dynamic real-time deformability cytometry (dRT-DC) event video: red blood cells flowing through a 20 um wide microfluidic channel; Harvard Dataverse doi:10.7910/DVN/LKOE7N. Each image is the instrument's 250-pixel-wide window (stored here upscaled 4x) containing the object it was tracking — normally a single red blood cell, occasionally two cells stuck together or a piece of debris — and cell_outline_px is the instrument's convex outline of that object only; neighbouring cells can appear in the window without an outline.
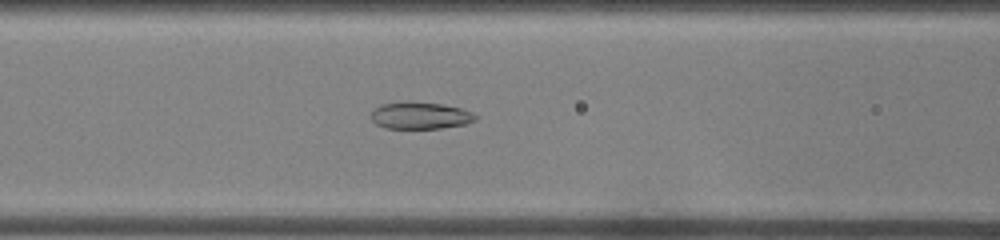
{"species": "common noctule bat (a hibernating species)", "species_latin": "Nyctalus noctula", "temperature_condition": "room temperature", "stored_images_in_passage": 51, "segment_of_instrument_passage": [1, 2], "camera_frame_rate_fps": 3000, "um_per_image_px": 0.085, "animal": {"sex": "female", "body_mass_g": 22.0, "forearm_length_mm": 56.7}, "frame": {"image": 1, "passage_image": 22, "time_ms": 7.0, "image_size_px": [1000, 240], "cell_outline_px": [[476, 120], [464, 124], [440, 128], [384, 128], [376, 124], [372, 120], [372, 112], [380, 104], [404, 100], [444, 104], [460, 108], [472, 112], [476, 116]], "centroid_in_image_um": [35.69, 9.8], "position_along_channel_um": 130.9, "area_um2": 16.53}}
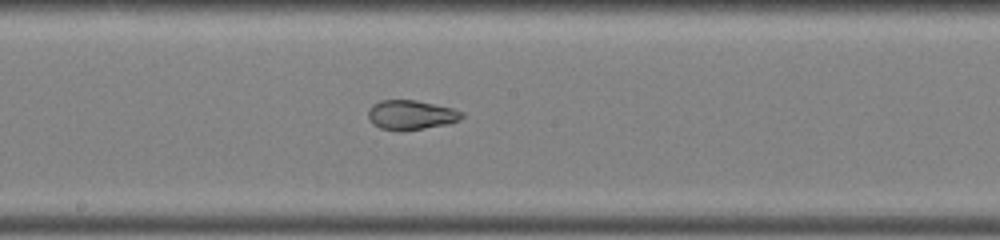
{"frame": {"image": 2, "passage_image": 28, "time_ms": 9.0, "image_size_px": [1000, 240], "cell_outline_px": [[464, 116], [460, 120], [448, 124], [400, 132], [380, 128], [372, 124], [368, 120], [368, 108], [372, 104], [380, 100], [416, 100], [452, 108], [464, 112]], "centroid_in_image_um": [34.91, 9.78], "position_along_channel_um": 213.3, "area_um2": 16.42}}
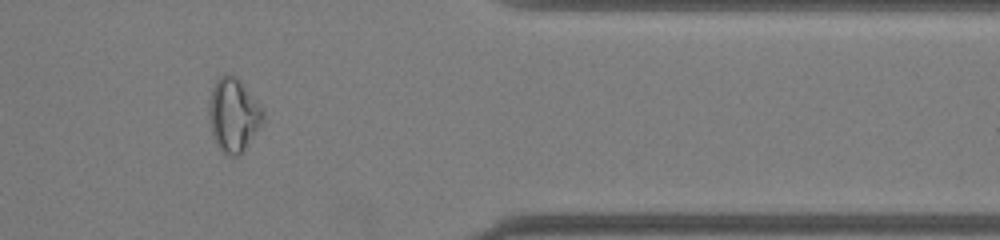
{"frame": {"image": 3, "passage_image": 42, "time_ms": 13.667, "image_size_px": [1000, 240], "cell_outline_px": [[264, 120], [244, 152], [236, 156], [228, 156], [216, 144], [212, 132], [208, 116], [208, 104], [212, 88], [216, 80], [224, 72], [232, 72], [236, 76], [264, 112]], "centroid_in_image_um": [19.82, 9.76], "position_along_channel_um": 391.6, "area_um2": 23.24}}